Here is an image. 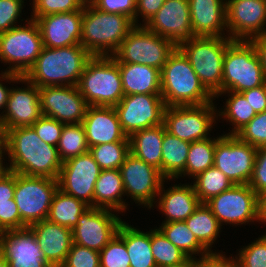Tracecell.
<instances>
[{
	"instance_id": "cell-39",
	"label": "cell",
	"mask_w": 266,
	"mask_h": 267,
	"mask_svg": "<svg viewBox=\"0 0 266 267\" xmlns=\"http://www.w3.org/2000/svg\"><path fill=\"white\" fill-rule=\"evenodd\" d=\"M56 148L62 162L89 152L83 125L81 123L64 124Z\"/></svg>"
},
{
	"instance_id": "cell-47",
	"label": "cell",
	"mask_w": 266,
	"mask_h": 267,
	"mask_svg": "<svg viewBox=\"0 0 266 267\" xmlns=\"http://www.w3.org/2000/svg\"><path fill=\"white\" fill-rule=\"evenodd\" d=\"M64 124L56 119L42 115L31 127L47 144L57 146Z\"/></svg>"
},
{
	"instance_id": "cell-35",
	"label": "cell",
	"mask_w": 266,
	"mask_h": 267,
	"mask_svg": "<svg viewBox=\"0 0 266 267\" xmlns=\"http://www.w3.org/2000/svg\"><path fill=\"white\" fill-rule=\"evenodd\" d=\"M164 236L189 258L197 259L195 254H201L200 259L212 255L195 237L187 227L185 221L162 223L158 228Z\"/></svg>"
},
{
	"instance_id": "cell-19",
	"label": "cell",
	"mask_w": 266,
	"mask_h": 267,
	"mask_svg": "<svg viewBox=\"0 0 266 267\" xmlns=\"http://www.w3.org/2000/svg\"><path fill=\"white\" fill-rule=\"evenodd\" d=\"M144 26L169 39L176 48L195 37L191 26L189 0H165L159 11Z\"/></svg>"
},
{
	"instance_id": "cell-48",
	"label": "cell",
	"mask_w": 266,
	"mask_h": 267,
	"mask_svg": "<svg viewBox=\"0 0 266 267\" xmlns=\"http://www.w3.org/2000/svg\"><path fill=\"white\" fill-rule=\"evenodd\" d=\"M24 0H0V33L16 27Z\"/></svg>"
},
{
	"instance_id": "cell-33",
	"label": "cell",
	"mask_w": 266,
	"mask_h": 267,
	"mask_svg": "<svg viewBox=\"0 0 266 267\" xmlns=\"http://www.w3.org/2000/svg\"><path fill=\"white\" fill-rule=\"evenodd\" d=\"M187 227L197 240L212 254H223L211 250L212 244L218 239L221 225L206 203L199 207L185 220Z\"/></svg>"
},
{
	"instance_id": "cell-42",
	"label": "cell",
	"mask_w": 266,
	"mask_h": 267,
	"mask_svg": "<svg viewBox=\"0 0 266 267\" xmlns=\"http://www.w3.org/2000/svg\"><path fill=\"white\" fill-rule=\"evenodd\" d=\"M232 260L235 267H266V233L244 246Z\"/></svg>"
},
{
	"instance_id": "cell-49",
	"label": "cell",
	"mask_w": 266,
	"mask_h": 267,
	"mask_svg": "<svg viewBox=\"0 0 266 267\" xmlns=\"http://www.w3.org/2000/svg\"><path fill=\"white\" fill-rule=\"evenodd\" d=\"M92 5L102 12L126 15L135 25L137 0H96Z\"/></svg>"
},
{
	"instance_id": "cell-25",
	"label": "cell",
	"mask_w": 266,
	"mask_h": 267,
	"mask_svg": "<svg viewBox=\"0 0 266 267\" xmlns=\"http://www.w3.org/2000/svg\"><path fill=\"white\" fill-rule=\"evenodd\" d=\"M29 228L51 267L62 266L73 244L72 230L50 221L42 220Z\"/></svg>"
},
{
	"instance_id": "cell-63",
	"label": "cell",
	"mask_w": 266,
	"mask_h": 267,
	"mask_svg": "<svg viewBox=\"0 0 266 267\" xmlns=\"http://www.w3.org/2000/svg\"><path fill=\"white\" fill-rule=\"evenodd\" d=\"M4 234H5V231L0 228V253L2 249V239H3Z\"/></svg>"
},
{
	"instance_id": "cell-37",
	"label": "cell",
	"mask_w": 266,
	"mask_h": 267,
	"mask_svg": "<svg viewBox=\"0 0 266 267\" xmlns=\"http://www.w3.org/2000/svg\"><path fill=\"white\" fill-rule=\"evenodd\" d=\"M221 137L206 138L191 142L185 171L179 177L187 175L195 178L198 174L214 165L216 141ZM212 138V139H211ZM183 175V176H182Z\"/></svg>"
},
{
	"instance_id": "cell-10",
	"label": "cell",
	"mask_w": 266,
	"mask_h": 267,
	"mask_svg": "<svg viewBox=\"0 0 266 267\" xmlns=\"http://www.w3.org/2000/svg\"><path fill=\"white\" fill-rule=\"evenodd\" d=\"M57 189L58 179L15 173L14 201L22 228L47 219Z\"/></svg>"
},
{
	"instance_id": "cell-5",
	"label": "cell",
	"mask_w": 266,
	"mask_h": 267,
	"mask_svg": "<svg viewBox=\"0 0 266 267\" xmlns=\"http://www.w3.org/2000/svg\"><path fill=\"white\" fill-rule=\"evenodd\" d=\"M88 106H115L124 97L119 65L112 56H93L78 86Z\"/></svg>"
},
{
	"instance_id": "cell-27",
	"label": "cell",
	"mask_w": 266,
	"mask_h": 267,
	"mask_svg": "<svg viewBox=\"0 0 266 267\" xmlns=\"http://www.w3.org/2000/svg\"><path fill=\"white\" fill-rule=\"evenodd\" d=\"M158 197L155 206L166 215L162 223L185 221L201 204L192 183L174 185L167 190L162 183Z\"/></svg>"
},
{
	"instance_id": "cell-21",
	"label": "cell",
	"mask_w": 266,
	"mask_h": 267,
	"mask_svg": "<svg viewBox=\"0 0 266 267\" xmlns=\"http://www.w3.org/2000/svg\"><path fill=\"white\" fill-rule=\"evenodd\" d=\"M20 82L25 83L26 87H11L5 110L0 114L5 132L32 126L42 116L39 88L24 77H20Z\"/></svg>"
},
{
	"instance_id": "cell-3",
	"label": "cell",
	"mask_w": 266,
	"mask_h": 267,
	"mask_svg": "<svg viewBox=\"0 0 266 267\" xmlns=\"http://www.w3.org/2000/svg\"><path fill=\"white\" fill-rule=\"evenodd\" d=\"M160 73L161 96L166 107L203 105L216 100L200 82L188 58L179 48L169 55Z\"/></svg>"
},
{
	"instance_id": "cell-1",
	"label": "cell",
	"mask_w": 266,
	"mask_h": 267,
	"mask_svg": "<svg viewBox=\"0 0 266 267\" xmlns=\"http://www.w3.org/2000/svg\"><path fill=\"white\" fill-rule=\"evenodd\" d=\"M5 142L9 171L58 179L63 164L58 149L44 142L31 126L7 130Z\"/></svg>"
},
{
	"instance_id": "cell-17",
	"label": "cell",
	"mask_w": 266,
	"mask_h": 267,
	"mask_svg": "<svg viewBox=\"0 0 266 267\" xmlns=\"http://www.w3.org/2000/svg\"><path fill=\"white\" fill-rule=\"evenodd\" d=\"M101 168L90 152L63 162L58 177V188L93 207L95 182Z\"/></svg>"
},
{
	"instance_id": "cell-18",
	"label": "cell",
	"mask_w": 266,
	"mask_h": 267,
	"mask_svg": "<svg viewBox=\"0 0 266 267\" xmlns=\"http://www.w3.org/2000/svg\"><path fill=\"white\" fill-rule=\"evenodd\" d=\"M226 25L231 40H245L266 33V0H226Z\"/></svg>"
},
{
	"instance_id": "cell-11",
	"label": "cell",
	"mask_w": 266,
	"mask_h": 267,
	"mask_svg": "<svg viewBox=\"0 0 266 267\" xmlns=\"http://www.w3.org/2000/svg\"><path fill=\"white\" fill-rule=\"evenodd\" d=\"M217 107L213 102L203 105L168 106L164 110L166 131L181 140L194 142L209 138L216 123ZM214 123V124H213Z\"/></svg>"
},
{
	"instance_id": "cell-62",
	"label": "cell",
	"mask_w": 266,
	"mask_h": 267,
	"mask_svg": "<svg viewBox=\"0 0 266 267\" xmlns=\"http://www.w3.org/2000/svg\"><path fill=\"white\" fill-rule=\"evenodd\" d=\"M0 267H8L5 257L0 253Z\"/></svg>"
},
{
	"instance_id": "cell-29",
	"label": "cell",
	"mask_w": 266,
	"mask_h": 267,
	"mask_svg": "<svg viewBox=\"0 0 266 267\" xmlns=\"http://www.w3.org/2000/svg\"><path fill=\"white\" fill-rule=\"evenodd\" d=\"M122 176L119 169L101 170L95 182L93 207L125 212L127 209Z\"/></svg>"
},
{
	"instance_id": "cell-7",
	"label": "cell",
	"mask_w": 266,
	"mask_h": 267,
	"mask_svg": "<svg viewBox=\"0 0 266 267\" xmlns=\"http://www.w3.org/2000/svg\"><path fill=\"white\" fill-rule=\"evenodd\" d=\"M231 41L228 36H195L179 47L200 82L215 98L222 92L224 54Z\"/></svg>"
},
{
	"instance_id": "cell-15",
	"label": "cell",
	"mask_w": 266,
	"mask_h": 267,
	"mask_svg": "<svg viewBox=\"0 0 266 267\" xmlns=\"http://www.w3.org/2000/svg\"><path fill=\"white\" fill-rule=\"evenodd\" d=\"M124 192L134 202L149 209L156 204V198L165 178L154 166L147 164L132 153L119 168Z\"/></svg>"
},
{
	"instance_id": "cell-2",
	"label": "cell",
	"mask_w": 266,
	"mask_h": 267,
	"mask_svg": "<svg viewBox=\"0 0 266 267\" xmlns=\"http://www.w3.org/2000/svg\"><path fill=\"white\" fill-rule=\"evenodd\" d=\"M92 57L80 44L61 48L44 47L24 78L38 88L78 86L86 63Z\"/></svg>"
},
{
	"instance_id": "cell-55",
	"label": "cell",
	"mask_w": 266,
	"mask_h": 267,
	"mask_svg": "<svg viewBox=\"0 0 266 267\" xmlns=\"http://www.w3.org/2000/svg\"><path fill=\"white\" fill-rule=\"evenodd\" d=\"M232 257H225V254H212L203 259H195L192 267H235Z\"/></svg>"
},
{
	"instance_id": "cell-23",
	"label": "cell",
	"mask_w": 266,
	"mask_h": 267,
	"mask_svg": "<svg viewBox=\"0 0 266 267\" xmlns=\"http://www.w3.org/2000/svg\"><path fill=\"white\" fill-rule=\"evenodd\" d=\"M1 254L8 267H51L29 227L5 231Z\"/></svg>"
},
{
	"instance_id": "cell-45",
	"label": "cell",
	"mask_w": 266,
	"mask_h": 267,
	"mask_svg": "<svg viewBox=\"0 0 266 267\" xmlns=\"http://www.w3.org/2000/svg\"><path fill=\"white\" fill-rule=\"evenodd\" d=\"M31 17H42L55 13H68L83 9L80 0H33Z\"/></svg>"
},
{
	"instance_id": "cell-43",
	"label": "cell",
	"mask_w": 266,
	"mask_h": 267,
	"mask_svg": "<svg viewBox=\"0 0 266 267\" xmlns=\"http://www.w3.org/2000/svg\"><path fill=\"white\" fill-rule=\"evenodd\" d=\"M99 258L100 267H130L126 244L117 233L99 252Z\"/></svg>"
},
{
	"instance_id": "cell-24",
	"label": "cell",
	"mask_w": 266,
	"mask_h": 267,
	"mask_svg": "<svg viewBox=\"0 0 266 267\" xmlns=\"http://www.w3.org/2000/svg\"><path fill=\"white\" fill-rule=\"evenodd\" d=\"M81 124L88 147L111 142H129L113 106H88Z\"/></svg>"
},
{
	"instance_id": "cell-38",
	"label": "cell",
	"mask_w": 266,
	"mask_h": 267,
	"mask_svg": "<svg viewBox=\"0 0 266 267\" xmlns=\"http://www.w3.org/2000/svg\"><path fill=\"white\" fill-rule=\"evenodd\" d=\"M193 183L195 193L201 203H206L211 198L231 188L234 184L227 176L215 166L198 174Z\"/></svg>"
},
{
	"instance_id": "cell-59",
	"label": "cell",
	"mask_w": 266,
	"mask_h": 267,
	"mask_svg": "<svg viewBox=\"0 0 266 267\" xmlns=\"http://www.w3.org/2000/svg\"><path fill=\"white\" fill-rule=\"evenodd\" d=\"M6 145H0V175L6 173L9 169H8V165L4 166L3 165V154H6ZM3 159V160H2Z\"/></svg>"
},
{
	"instance_id": "cell-13",
	"label": "cell",
	"mask_w": 266,
	"mask_h": 267,
	"mask_svg": "<svg viewBox=\"0 0 266 267\" xmlns=\"http://www.w3.org/2000/svg\"><path fill=\"white\" fill-rule=\"evenodd\" d=\"M257 148L241 141L236 135L223 134L216 141L214 165L233 184H248L255 163Z\"/></svg>"
},
{
	"instance_id": "cell-12",
	"label": "cell",
	"mask_w": 266,
	"mask_h": 267,
	"mask_svg": "<svg viewBox=\"0 0 266 267\" xmlns=\"http://www.w3.org/2000/svg\"><path fill=\"white\" fill-rule=\"evenodd\" d=\"M220 225L258 222V195L248 184H234L206 202ZM223 224V225H222Z\"/></svg>"
},
{
	"instance_id": "cell-20",
	"label": "cell",
	"mask_w": 266,
	"mask_h": 267,
	"mask_svg": "<svg viewBox=\"0 0 266 267\" xmlns=\"http://www.w3.org/2000/svg\"><path fill=\"white\" fill-rule=\"evenodd\" d=\"M42 115L63 124L82 123L88 107L77 86L39 88Z\"/></svg>"
},
{
	"instance_id": "cell-16",
	"label": "cell",
	"mask_w": 266,
	"mask_h": 267,
	"mask_svg": "<svg viewBox=\"0 0 266 267\" xmlns=\"http://www.w3.org/2000/svg\"><path fill=\"white\" fill-rule=\"evenodd\" d=\"M115 212L89 207L72 229L73 243L100 252L115 236L123 222Z\"/></svg>"
},
{
	"instance_id": "cell-41",
	"label": "cell",
	"mask_w": 266,
	"mask_h": 267,
	"mask_svg": "<svg viewBox=\"0 0 266 267\" xmlns=\"http://www.w3.org/2000/svg\"><path fill=\"white\" fill-rule=\"evenodd\" d=\"M151 251L157 267L184 263L189 257L157 228L151 229Z\"/></svg>"
},
{
	"instance_id": "cell-51",
	"label": "cell",
	"mask_w": 266,
	"mask_h": 267,
	"mask_svg": "<svg viewBox=\"0 0 266 267\" xmlns=\"http://www.w3.org/2000/svg\"><path fill=\"white\" fill-rule=\"evenodd\" d=\"M0 228L4 231L22 229V220L14 199L0 204Z\"/></svg>"
},
{
	"instance_id": "cell-50",
	"label": "cell",
	"mask_w": 266,
	"mask_h": 267,
	"mask_svg": "<svg viewBox=\"0 0 266 267\" xmlns=\"http://www.w3.org/2000/svg\"><path fill=\"white\" fill-rule=\"evenodd\" d=\"M248 185L258 196L266 192V146L257 148L253 174Z\"/></svg>"
},
{
	"instance_id": "cell-34",
	"label": "cell",
	"mask_w": 266,
	"mask_h": 267,
	"mask_svg": "<svg viewBox=\"0 0 266 267\" xmlns=\"http://www.w3.org/2000/svg\"><path fill=\"white\" fill-rule=\"evenodd\" d=\"M88 208L83 201L58 188L53 195L47 220L72 230Z\"/></svg>"
},
{
	"instance_id": "cell-6",
	"label": "cell",
	"mask_w": 266,
	"mask_h": 267,
	"mask_svg": "<svg viewBox=\"0 0 266 267\" xmlns=\"http://www.w3.org/2000/svg\"><path fill=\"white\" fill-rule=\"evenodd\" d=\"M265 83L266 76L253 43L232 40L224 54L222 92L241 93Z\"/></svg>"
},
{
	"instance_id": "cell-54",
	"label": "cell",
	"mask_w": 266,
	"mask_h": 267,
	"mask_svg": "<svg viewBox=\"0 0 266 267\" xmlns=\"http://www.w3.org/2000/svg\"><path fill=\"white\" fill-rule=\"evenodd\" d=\"M15 192V172L7 171L0 175V204L11 203Z\"/></svg>"
},
{
	"instance_id": "cell-58",
	"label": "cell",
	"mask_w": 266,
	"mask_h": 267,
	"mask_svg": "<svg viewBox=\"0 0 266 267\" xmlns=\"http://www.w3.org/2000/svg\"><path fill=\"white\" fill-rule=\"evenodd\" d=\"M258 221L266 223V192L258 196Z\"/></svg>"
},
{
	"instance_id": "cell-36",
	"label": "cell",
	"mask_w": 266,
	"mask_h": 267,
	"mask_svg": "<svg viewBox=\"0 0 266 267\" xmlns=\"http://www.w3.org/2000/svg\"><path fill=\"white\" fill-rule=\"evenodd\" d=\"M228 93V99L225 103V109L223 106L222 111H217V116L223 118L229 123H232L233 129L225 135H236L241 129H243L255 116L256 112L252 109L245 97L238 92L226 91L217 94V99L222 94ZM220 95V96H219ZM230 96V97H229Z\"/></svg>"
},
{
	"instance_id": "cell-28",
	"label": "cell",
	"mask_w": 266,
	"mask_h": 267,
	"mask_svg": "<svg viewBox=\"0 0 266 267\" xmlns=\"http://www.w3.org/2000/svg\"><path fill=\"white\" fill-rule=\"evenodd\" d=\"M124 96L132 94L161 95V73L147 65L118 63Z\"/></svg>"
},
{
	"instance_id": "cell-9",
	"label": "cell",
	"mask_w": 266,
	"mask_h": 267,
	"mask_svg": "<svg viewBox=\"0 0 266 267\" xmlns=\"http://www.w3.org/2000/svg\"><path fill=\"white\" fill-rule=\"evenodd\" d=\"M175 46L144 25H135L112 55L117 63L147 65L161 70Z\"/></svg>"
},
{
	"instance_id": "cell-61",
	"label": "cell",
	"mask_w": 266,
	"mask_h": 267,
	"mask_svg": "<svg viewBox=\"0 0 266 267\" xmlns=\"http://www.w3.org/2000/svg\"><path fill=\"white\" fill-rule=\"evenodd\" d=\"M5 138H6V132L3 126V122L0 118V145H6Z\"/></svg>"
},
{
	"instance_id": "cell-30",
	"label": "cell",
	"mask_w": 266,
	"mask_h": 267,
	"mask_svg": "<svg viewBox=\"0 0 266 267\" xmlns=\"http://www.w3.org/2000/svg\"><path fill=\"white\" fill-rule=\"evenodd\" d=\"M163 136L164 124L134 132L128 137L130 153L154 166L161 173Z\"/></svg>"
},
{
	"instance_id": "cell-46",
	"label": "cell",
	"mask_w": 266,
	"mask_h": 267,
	"mask_svg": "<svg viewBox=\"0 0 266 267\" xmlns=\"http://www.w3.org/2000/svg\"><path fill=\"white\" fill-rule=\"evenodd\" d=\"M63 267H100L99 252L73 243Z\"/></svg>"
},
{
	"instance_id": "cell-26",
	"label": "cell",
	"mask_w": 266,
	"mask_h": 267,
	"mask_svg": "<svg viewBox=\"0 0 266 267\" xmlns=\"http://www.w3.org/2000/svg\"><path fill=\"white\" fill-rule=\"evenodd\" d=\"M189 7L194 36L227 37L226 0H189Z\"/></svg>"
},
{
	"instance_id": "cell-8",
	"label": "cell",
	"mask_w": 266,
	"mask_h": 267,
	"mask_svg": "<svg viewBox=\"0 0 266 267\" xmlns=\"http://www.w3.org/2000/svg\"><path fill=\"white\" fill-rule=\"evenodd\" d=\"M28 20L25 26L18 25L0 33V61L9 64L6 72L21 77L31 69L44 48L37 22Z\"/></svg>"
},
{
	"instance_id": "cell-32",
	"label": "cell",
	"mask_w": 266,
	"mask_h": 267,
	"mask_svg": "<svg viewBox=\"0 0 266 267\" xmlns=\"http://www.w3.org/2000/svg\"><path fill=\"white\" fill-rule=\"evenodd\" d=\"M190 144L171 135L164 125L161 174L167 181L178 179L185 171Z\"/></svg>"
},
{
	"instance_id": "cell-40",
	"label": "cell",
	"mask_w": 266,
	"mask_h": 267,
	"mask_svg": "<svg viewBox=\"0 0 266 267\" xmlns=\"http://www.w3.org/2000/svg\"><path fill=\"white\" fill-rule=\"evenodd\" d=\"M101 170L119 169L130 153V142H111L89 147Z\"/></svg>"
},
{
	"instance_id": "cell-44",
	"label": "cell",
	"mask_w": 266,
	"mask_h": 267,
	"mask_svg": "<svg viewBox=\"0 0 266 267\" xmlns=\"http://www.w3.org/2000/svg\"><path fill=\"white\" fill-rule=\"evenodd\" d=\"M236 136L256 148L266 146V110L256 116Z\"/></svg>"
},
{
	"instance_id": "cell-4",
	"label": "cell",
	"mask_w": 266,
	"mask_h": 267,
	"mask_svg": "<svg viewBox=\"0 0 266 267\" xmlns=\"http://www.w3.org/2000/svg\"><path fill=\"white\" fill-rule=\"evenodd\" d=\"M134 26L126 15L106 13L93 5H85L80 45L92 56H112Z\"/></svg>"
},
{
	"instance_id": "cell-64",
	"label": "cell",
	"mask_w": 266,
	"mask_h": 267,
	"mask_svg": "<svg viewBox=\"0 0 266 267\" xmlns=\"http://www.w3.org/2000/svg\"><path fill=\"white\" fill-rule=\"evenodd\" d=\"M83 5H92L96 0H80Z\"/></svg>"
},
{
	"instance_id": "cell-22",
	"label": "cell",
	"mask_w": 266,
	"mask_h": 267,
	"mask_svg": "<svg viewBox=\"0 0 266 267\" xmlns=\"http://www.w3.org/2000/svg\"><path fill=\"white\" fill-rule=\"evenodd\" d=\"M29 19L37 22L44 47L61 48L80 44L83 9Z\"/></svg>"
},
{
	"instance_id": "cell-60",
	"label": "cell",
	"mask_w": 266,
	"mask_h": 267,
	"mask_svg": "<svg viewBox=\"0 0 266 267\" xmlns=\"http://www.w3.org/2000/svg\"><path fill=\"white\" fill-rule=\"evenodd\" d=\"M194 259L188 258L184 263H179L176 265H166V266H159V267H192Z\"/></svg>"
},
{
	"instance_id": "cell-52",
	"label": "cell",
	"mask_w": 266,
	"mask_h": 267,
	"mask_svg": "<svg viewBox=\"0 0 266 267\" xmlns=\"http://www.w3.org/2000/svg\"><path fill=\"white\" fill-rule=\"evenodd\" d=\"M165 0H137V8L135 13V25L138 24V16L143 18L145 25L149 19L155 15L164 4Z\"/></svg>"
},
{
	"instance_id": "cell-56",
	"label": "cell",
	"mask_w": 266,
	"mask_h": 267,
	"mask_svg": "<svg viewBox=\"0 0 266 267\" xmlns=\"http://www.w3.org/2000/svg\"><path fill=\"white\" fill-rule=\"evenodd\" d=\"M0 81H4L6 80V82H9L10 83H21L20 82V77L19 75L17 74H13V73H8L6 71L2 72L0 74ZM2 78V79H1ZM4 83L0 82V109L2 110H5V107H6V103H7V100H8V96H9V92H10V89L11 88H7L6 85L4 86L3 85Z\"/></svg>"
},
{
	"instance_id": "cell-57",
	"label": "cell",
	"mask_w": 266,
	"mask_h": 267,
	"mask_svg": "<svg viewBox=\"0 0 266 267\" xmlns=\"http://www.w3.org/2000/svg\"><path fill=\"white\" fill-rule=\"evenodd\" d=\"M255 46L256 52L260 58L261 65L266 76V33L250 40Z\"/></svg>"
},
{
	"instance_id": "cell-31",
	"label": "cell",
	"mask_w": 266,
	"mask_h": 267,
	"mask_svg": "<svg viewBox=\"0 0 266 267\" xmlns=\"http://www.w3.org/2000/svg\"><path fill=\"white\" fill-rule=\"evenodd\" d=\"M117 234L126 244L130 267H157L151 251V230L143 232L123 221Z\"/></svg>"
},
{
	"instance_id": "cell-14",
	"label": "cell",
	"mask_w": 266,
	"mask_h": 267,
	"mask_svg": "<svg viewBox=\"0 0 266 267\" xmlns=\"http://www.w3.org/2000/svg\"><path fill=\"white\" fill-rule=\"evenodd\" d=\"M114 108L129 137L136 131L162 125L166 106L161 95L132 94L124 96Z\"/></svg>"
},
{
	"instance_id": "cell-53",
	"label": "cell",
	"mask_w": 266,
	"mask_h": 267,
	"mask_svg": "<svg viewBox=\"0 0 266 267\" xmlns=\"http://www.w3.org/2000/svg\"><path fill=\"white\" fill-rule=\"evenodd\" d=\"M241 94L256 113H261L266 110V83L257 88L245 90Z\"/></svg>"
}]
</instances>
